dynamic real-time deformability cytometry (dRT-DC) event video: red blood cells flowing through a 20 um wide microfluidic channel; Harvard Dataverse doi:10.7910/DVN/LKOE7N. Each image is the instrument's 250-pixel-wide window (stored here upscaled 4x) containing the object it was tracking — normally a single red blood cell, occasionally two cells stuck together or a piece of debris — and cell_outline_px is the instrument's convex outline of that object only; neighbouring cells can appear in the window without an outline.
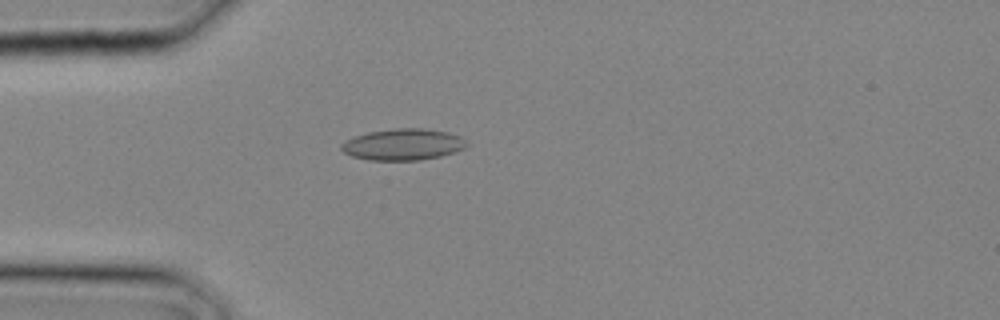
{"species": "common noctule bat (a hibernating species)", "species_latin": "Nyctalus noctula", "temperature_condition": "cold", "stored_images_in_passage": 2, "camera_frame_rate_fps": 3000, "um_per_image_px": 0.085, "animal": {"sex": "male", "body_mass_g": 20.4}, "frame": {"image": 1, "passage_image": 2, "time_ms": 0.333, "image_size_px": [1000, 320], "cell_outline_px": [[472, 144], [456, 152], [440, 156], [420, 160], [368, 160], [352, 156], [344, 152], [340, 148], [340, 144], [356, 136], [368, 132], [396, 128], [424, 128], [448, 132], [460, 136]], "centroid_in_image_um": [34.31, 12.28], "position_along_channel_um": 50.7, "area_um2": 23.06}}